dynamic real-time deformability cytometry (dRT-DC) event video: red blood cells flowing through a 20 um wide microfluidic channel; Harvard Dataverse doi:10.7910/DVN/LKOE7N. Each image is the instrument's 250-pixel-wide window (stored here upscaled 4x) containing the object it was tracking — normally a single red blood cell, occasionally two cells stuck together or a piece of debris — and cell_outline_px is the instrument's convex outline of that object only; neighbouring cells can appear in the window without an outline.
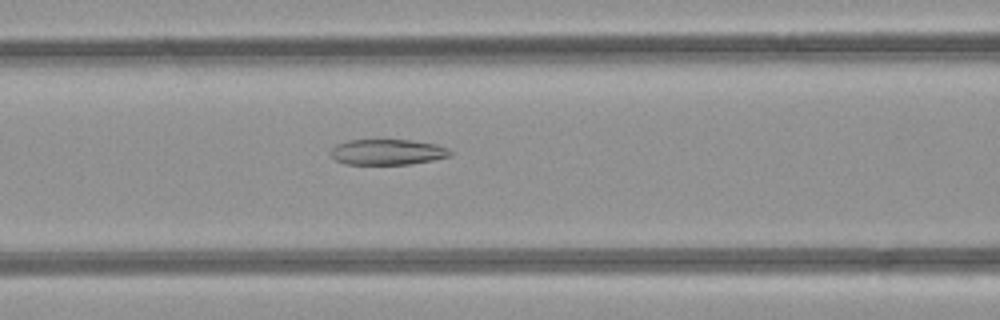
{"species": "common noctule bat (a hibernating species)", "species_latin": "Nyctalus noctula", "temperature_condition": "room temperature", "stored_images_in_passage": 33, "camera_frame_rate_fps": 3000, "um_per_image_px": 0.085, "animal": {"sex": "female", "body_mass_g": 21.9}, "frame": {"image": 1, "passage_image": 9, "time_ms": 2.667, "image_size_px": [1000, 320], "cell_outline_px": [[452, 156], [412, 164], [344, 164], [336, 160], [332, 156], [332, 148], [336, 144], [348, 140], [408, 140], [436, 144], [448, 148], [452, 152]], "centroid_in_image_um": [32.96, 12.92], "position_along_channel_um": 133.6, "area_um2": 17.8}}
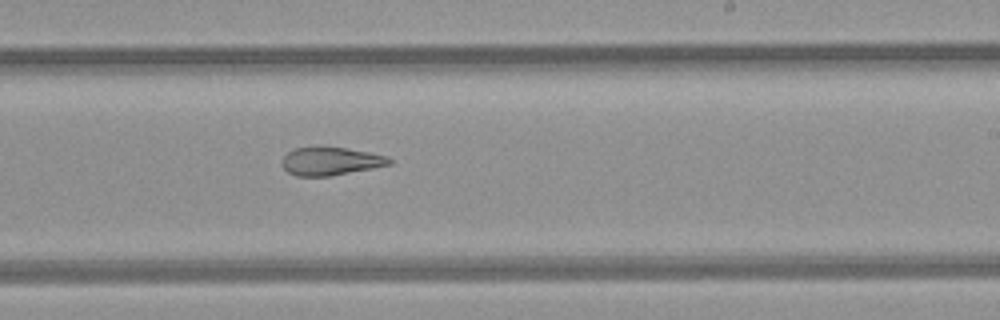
{"frame": {"image": 2, "passage_image": 18, "time_ms": 5.667, "image_size_px": [1000, 320], "cell_outline_px": [[392, 164], [332, 176], [296, 176], [288, 172], [280, 164], [280, 160], [288, 152], [296, 148], [320, 144], [368, 152], [388, 156], [392, 160]], "centroid_in_image_um": [28.06, 13.67], "position_along_channel_um": 260.9, "area_um2": 18.09}}
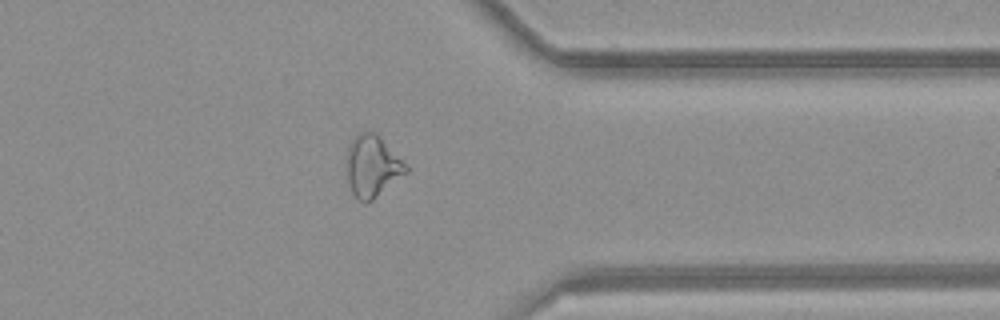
{"frame": {"image": 3, "passage_image": 27, "time_ms": 8.667, "image_size_px": [1000, 320], "cell_outline_px": [[408, 172], [372, 200], [364, 204], [356, 200], [352, 192], [348, 180], [348, 144], [364, 128], [376, 132], [408, 164]], "centroid_in_image_um": [31.68, 14.1], "position_along_channel_um": 379.7, "area_um2": 21.56}}